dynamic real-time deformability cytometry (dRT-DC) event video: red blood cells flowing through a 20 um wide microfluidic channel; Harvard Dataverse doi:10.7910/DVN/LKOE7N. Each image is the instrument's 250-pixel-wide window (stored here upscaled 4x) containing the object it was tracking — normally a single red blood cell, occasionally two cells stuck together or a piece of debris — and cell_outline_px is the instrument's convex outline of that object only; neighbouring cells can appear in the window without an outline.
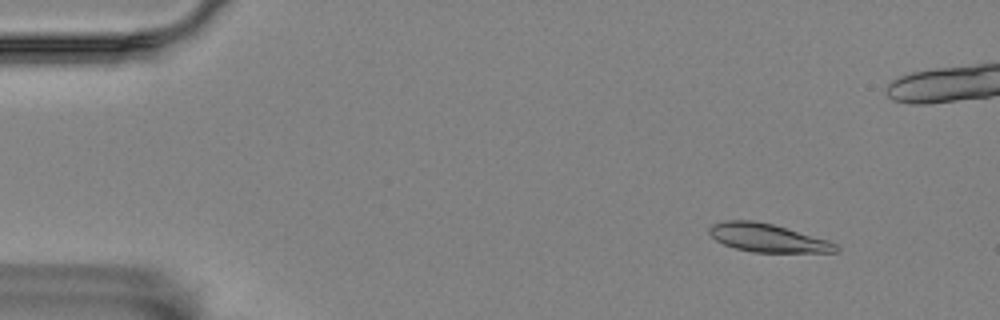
{"species": "Egyptian fruit bat (a non-hibernating species)", "species_latin": "Rousettus aegyptiacus", "temperature_condition": "room temperature", "stored_images_in_passage": 3, "camera_frame_rate_fps": 3000, "um_per_image_px": 0.085, "animal": {"sex": "female"}, "frame": {"image": 1, "passage_image": 1, "time_ms": 0.0, "image_size_px": [1000, 320], "cell_outline_px": [[840, 252], [752, 252], [736, 248], [724, 244], [716, 240], [708, 232], [708, 228], [712, 224], [724, 220], [752, 220], [772, 224], [828, 240], [836, 244], [840, 248]], "centroid_in_image_um": [65.24, 20.22], "position_along_channel_um": 19.8, "area_um2": 20.75}}